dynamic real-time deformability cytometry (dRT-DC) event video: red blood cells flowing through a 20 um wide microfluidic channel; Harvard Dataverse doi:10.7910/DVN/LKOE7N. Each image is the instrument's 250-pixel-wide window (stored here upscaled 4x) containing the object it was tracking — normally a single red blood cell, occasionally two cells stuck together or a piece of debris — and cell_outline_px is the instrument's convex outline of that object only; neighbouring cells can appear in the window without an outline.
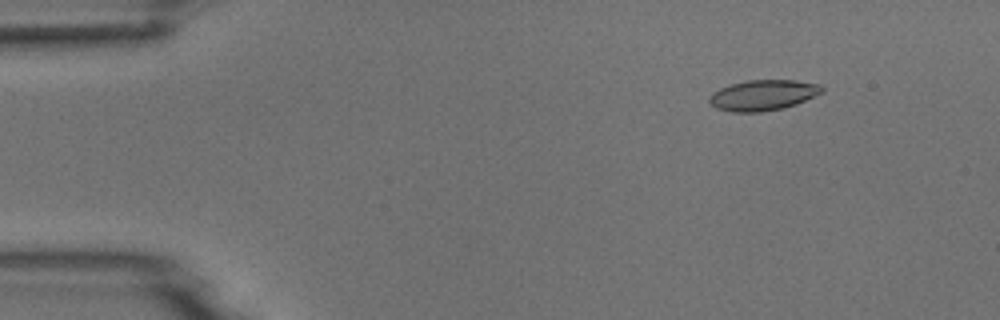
{"species": "common noctule bat (a hibernating species)", "species_latin": "Nyctalus noctula", "temperature_condition": "room temperature", "stored_images_in_passage": 4, "camera_frame_rate_fps": 3000, "um_per_image_px": 0.085, "animal": {"sex": "male", "body_mass_g": 18.8}, "frame": {"image": 1, "passage_image": 2, "time_ms": 1.333, "image_size_px": [1000, 320], "cell_outline_px": [[824, 92], [796, 104], [784, 108], [760, 112], [732, 112], [716, 108], [708, 100], [712, 92], [720, 88], [732, 84], [748, 80], [796, 80], [820, 84], [824, 88]], "centroid_in_image_um": [64.88, 8.09], "position_along_channel_um": 20.1, "area_um2": 20.11}}
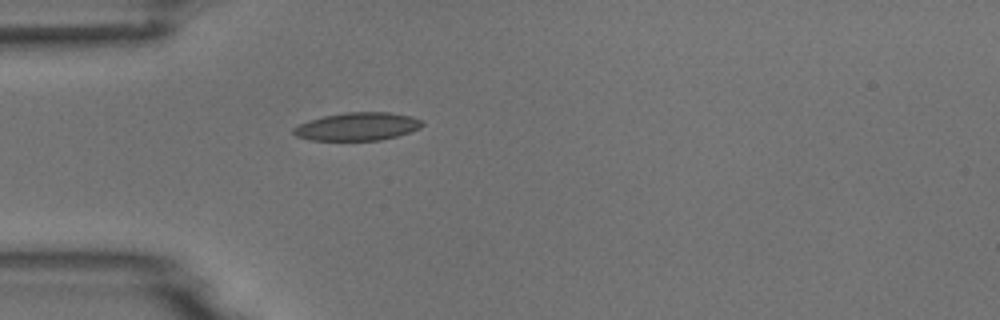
{"frame": {"image": 2, "passage_image": 4, "time_ms": 4.333, "image_size_px": [1000, 320], "cell_outline_px": [[424, 124], [420, 128], [396, 136], [380, 140], [308, 140], [296, 136], [292, 132], [292, 128], [308, 120], [324, 116], [344, 112], [388, 112], [408, 116], [420, 120]], "centroid_in_image_um": [30.33, 10.75], "position_along_channel_um": 54.7, "area_um2": 20.87}}